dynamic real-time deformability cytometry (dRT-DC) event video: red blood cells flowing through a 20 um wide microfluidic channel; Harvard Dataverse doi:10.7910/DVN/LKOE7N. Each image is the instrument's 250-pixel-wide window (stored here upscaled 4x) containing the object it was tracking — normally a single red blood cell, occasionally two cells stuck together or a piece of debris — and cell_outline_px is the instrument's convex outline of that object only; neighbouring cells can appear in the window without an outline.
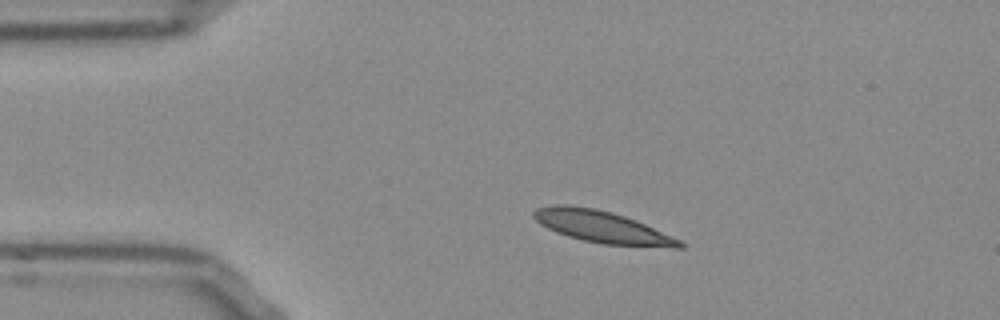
{"species": "Egyptian fruit bat (a non-hibernating species)", "species_latin": "Rousettus aegyptiacus", "temperature_condition": "room temperature", "stored_images_in_passage": 44, "camera_frame_rate_fps": 3000, "um_per_image_px": 0.085, "frame": {"image": 1, "passage_image": 1, "time_ms": 0.0, "image_size_px": [1000, 320], "cell_outline_px": [[684, 248], [672, 248], [604, 244], [584, 240], [568, 236], [556, 232], [540, 224], [532, 216], [532, 212], [536, 208], [556, 204], [568, 204], [596, 208], [612, 212], [636, 220], [680, 240], [684, 244]], "centroid_in_image_um": [51.16, 19.28], "position_along_channel_um": 33.8, "area_um2": 27.17}}
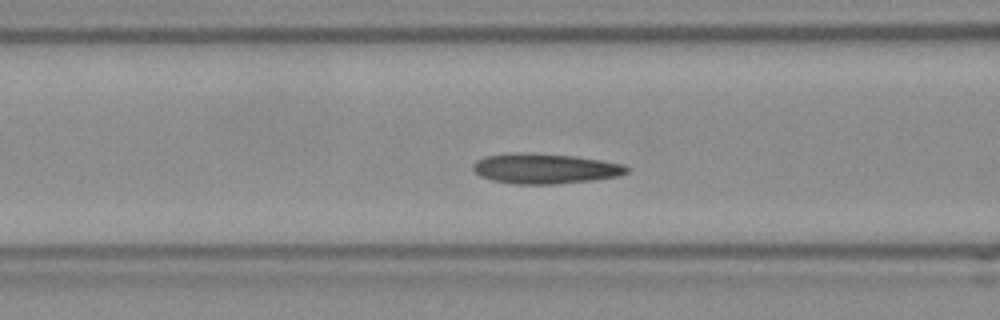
{"frame": {"image": 2, "passage_image": 11, "time_ms": 3.333, "image_size_px": [1000, 320], "cell_outline_px": [[628, 172], [620, 176], [592, 180], [556, 184], [516, 184], [492, 180], [480, 176], [472, 168], [472, 164], [476, 160], [484, 156], [520, 152], [572, 156], [600, 160], [624, 164], [628, 168]], "centroid_in_image_um": [46.31, 14.33], "position_along_channel_um": 120.3, "area_um2": 26.93}}
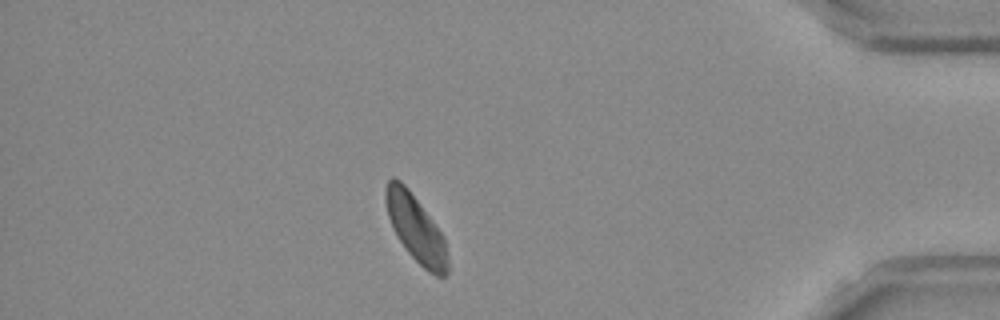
{"frame": {"image": 3, "passage_image": 37, "time_ms": 12.0, "image_size_px": [1000, 320], "cell_outline_px": [[448, 272], [444, 276], [436, 276], [428, 272], [408, 252], [392, 228], [388, 216], [384, 200], [384, 192], [388, 180], [392, 176], [400, 180], [408, 188], [444, 236], [448, 256]], "centroid_in_image_um": [35.34, 19.41], "position_along_channel_um": 399.9, "area_um2": 24.04}, "authors_computed_cell_mechanics": {"area_um2": 25.6921, "velocity_mm_per_s": 3.7253, "shape_relaxation_time_tau1_ms": null, "shape_relaxation_time_tau2_ms": 4.843, "deformation_change_tau1": null, "deformation_change_tau2": 0.0801}}